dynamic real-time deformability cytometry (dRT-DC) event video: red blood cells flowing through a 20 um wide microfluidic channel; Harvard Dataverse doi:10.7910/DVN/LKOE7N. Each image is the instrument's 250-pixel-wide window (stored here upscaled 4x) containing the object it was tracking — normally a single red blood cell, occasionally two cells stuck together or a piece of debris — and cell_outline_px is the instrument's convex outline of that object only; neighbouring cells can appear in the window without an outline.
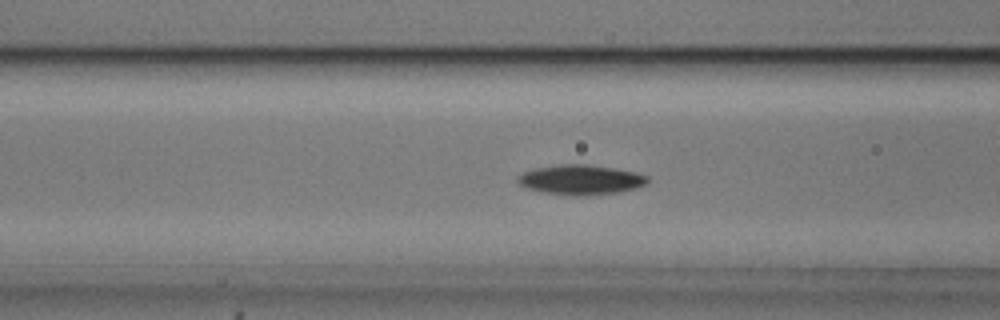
{"species": "common noctule bat (a hibernating species)", "species_latin": "Nyctalus noctula", "temperature_condition": "cold", "stored_images_in_passage": 49, "camera_frame_rate_fps": 3000, "um_per_image_px": 0.085, "animal": {"sex": "male", "body_mass_g": 20.5, "forearm_length_mm": 52.5}, "frame": {"image": 1, "passage_image": 21, "time_ms": 6.667, "image_size_px": [1000, 320], "cell_outline_px": [[648, 184], [636, 188], [620, 192], [588, 196], [572, 196], [544, 192], [528, 188], [520, 184], [516, 180], [516, 176], [524, 172], [536, 168], [556, 164], [588, 164], [636, 172], [648, 176]], "centroid_in_image_um": [49.38, 15.28], "position_along_channel_um": 117.2, "area_um2": 22.77}}
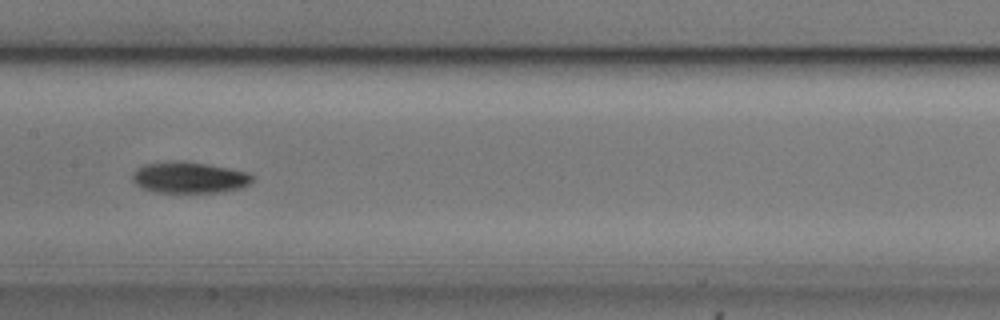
{"frame": {"image": 2, "passage_image": 27, "time_ms": 8.667, "image_size_px": [1000, 320], "cell_outline_px": [[256, 176], [244, 188], [224, 192], [156, 192], [140, 188], [132, 180], [132, 176], [136, 168], [144, 164], [172, 160], [188, 160], [232, 168], [248, 172]], "centroid_in_image_um": [16.12, 15.07], "position_along_channel_um": 191.3, "area_um2": 22.48}}
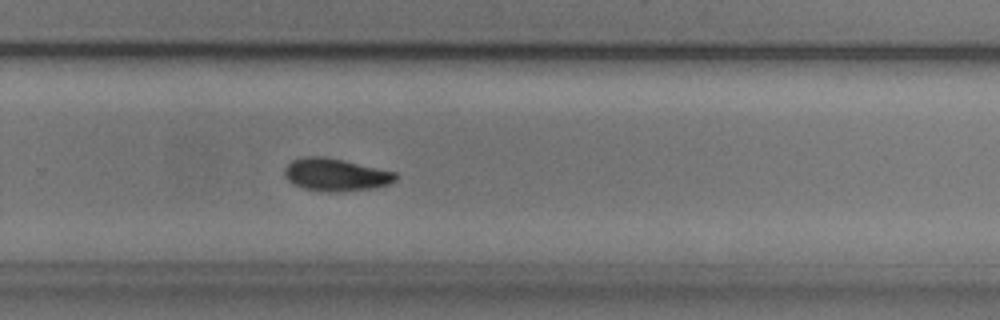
{"frame": {"image": 3, "passage_image": 36, "time_ms": 11.667, "image_size_px": [1000, 320], "cell_outline_px": [[396, 180], [388, 184], [372, 188], [336, 192], [332, 192], [304, 188], [292, 184], [284, 176], [284, 168], [292, 160], [304, 156], [324, 156], [396, 172]], "centroid_in_image_um": [28.49, 14.84], "position_along_channel_um": 301.3, "area_um2": 20.92}, "authors_computed_cell_mechanics": {"area_um2": 20.8658, "velocity_mm_per_s": 3.6846, "shape_relaxation_time_tau1_ms": 2.6576, "shape_relaxation_time_tau2_ms": null, "deformation_change_tau1": 0.1045, "deformation_change_tau2": null}}